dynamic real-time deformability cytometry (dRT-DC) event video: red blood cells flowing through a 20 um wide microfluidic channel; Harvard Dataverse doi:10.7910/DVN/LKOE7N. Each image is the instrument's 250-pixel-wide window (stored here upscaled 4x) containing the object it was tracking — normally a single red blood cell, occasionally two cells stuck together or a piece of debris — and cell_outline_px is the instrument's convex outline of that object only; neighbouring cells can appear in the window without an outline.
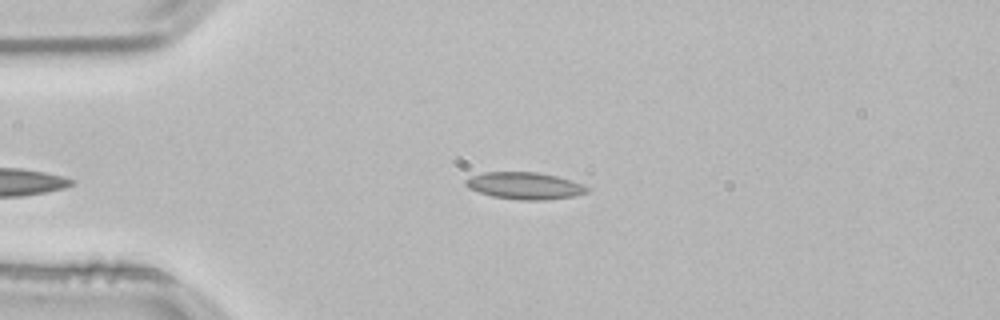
{"species": "common noctule bat (a hibernating species)", "species_latin": "Nyctalus noctula", "temperature_condition": "room temperature", "stored_images_in_passage": 37, "camera_frame_rate_fps": 3000, "um_per_image_px": 0.085, "animal": {"sex": "male", "body_mass_g": 21.5, "forearm_length_mm": 52.0}, "frame": {"image": 1, "passage_image": 1, "time_ms": 0.0, "image_size_px": [1000, 320], "cell_outline_px": [[592, 188], [588, 192], [572, 196], [540, 200], [520, 200], [492, 196], [468, 188], [464, 184], [464, 180], [472, 176], [484, 172], [536, 172], [556, 176], [572, 180], [584, 184]], "centroid_in_image_um": [44.62, 15.78], "position_along_channel_um": 40.4, "area_um2": 19.07}}
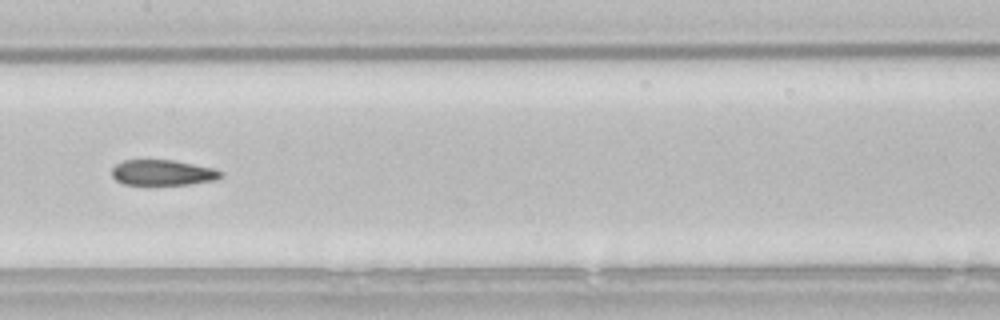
{"frame": {"image": 2, "passage_image": 15, "time_ms": 4.667, "image_size_px": [1000, 320], "cell_outline_px": [[224, 176], [216, 180], [188, 184], [124, 184], [116, 180], [112, 176], [112, 168], [116, 164], [124, 160], [172, 160], [212, 168], [224, 172]], "centroid_in_image_um": [13.84, 14.67], "position_along_channel_um": 193.6, "area_um2": 16.07}}
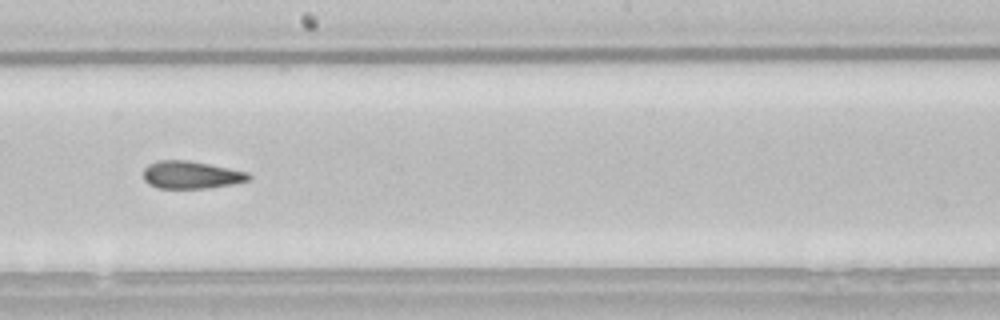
{"frame": {"image": 3, "passage_image": 18, "time_ms": 5.667, "image_size_px": [1000, 320], "cell_outline_px": [[252, 176], [248, 180], [232, 184], [208, 188], [160, 188], [148, 184], [144, 180], [144, 168], [148, 164], [156, 160], [188, 160], [248, 172]], "centroid_in_image_um": [16.22, 14.86], "position_along_channel_um": 232.0, "area_um2": 16.88}, "authors_computed_cell_mechanics": {"area_um2": 17.918, "velocity_mm_per_s": 3.8375, "shape_relaxation_time_tau1_ms": null, "shape_relaxation_time_tau2_ms": 2.9844, "deformation_change_tau1": null, "deformation_change_tau2": 0.106}}